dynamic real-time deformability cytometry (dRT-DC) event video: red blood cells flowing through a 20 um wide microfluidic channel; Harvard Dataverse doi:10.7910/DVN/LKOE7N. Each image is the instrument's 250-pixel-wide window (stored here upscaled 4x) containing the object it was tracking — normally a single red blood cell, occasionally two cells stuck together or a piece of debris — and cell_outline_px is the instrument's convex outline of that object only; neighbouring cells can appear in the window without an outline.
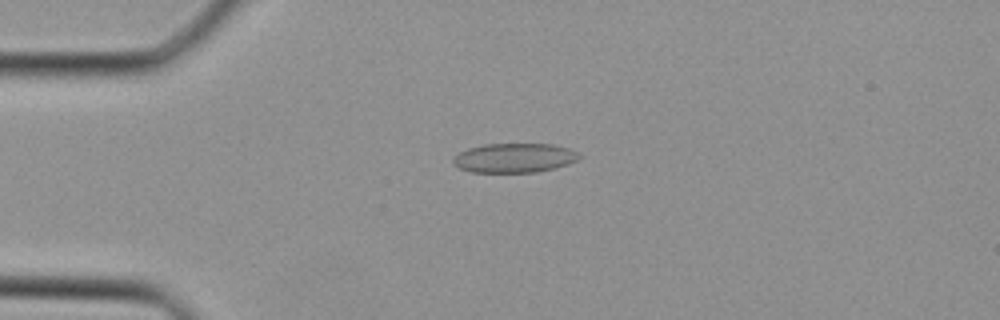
{"species": "Egyptian fruit bat (a non-hibernating species)", "species_latin": "Rousettus aegyptiacus", "temperature_condition": "cold", "stored_images_in_passage": 34, "camera_frame_rate_fps": 3000, "um_per_image_px": 0.085, "animal": {"sex": "female"}, "frame": {"image": 1, "passage_image": 5, "time_ms": 1.333, "image_size_px": [1000, 320], "cell_outline_px": [[580, 156], [576, 160], [568, 164], [536, 172], [472, 172], [460, 168], [452, 160], [460, 152], [468, 148], [484, 144], [552, 144], [568, 148], [576, 152]], "centroid_in_image_um": [43.71, 13.42], "position_along_channel_um": 41.3, "area_um2": 21.21}}
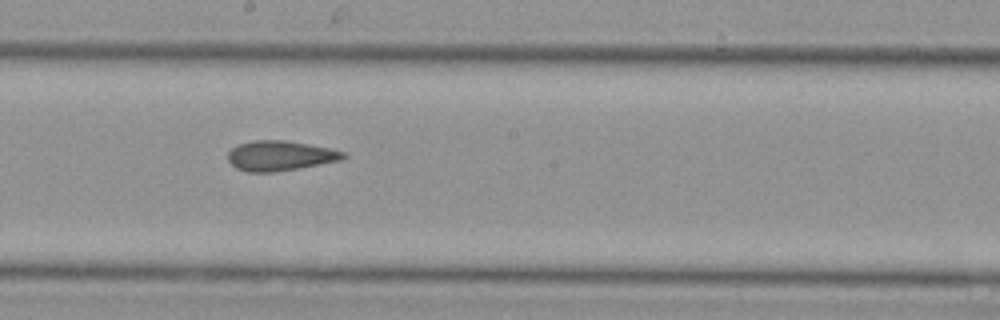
{"frame": {"image": 2, "passage_image": 17, "time_ms": 5.333, "image_size_px": [1000, 320], "cell_outline_px": [[348, 156], [340, 160], [300, 168], [272, 172], [248, 172], [236, 168], [228, 160], [228, 152], [232, 148], [240, 144], [256, 140], [284, 140], [308, 144], [328, 148], [344, 152]], "centroid_in_image_um": [23.8, 13.24], "position_along_channel_um": 224.4, "area_um2": 19.94}}
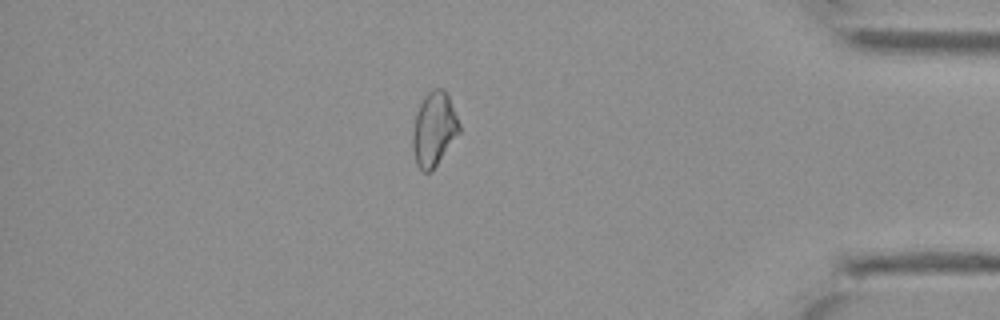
{"frame": {"image": 3, "passage_image": 29, "time_ms": 9.333, "image_size_px": [1000, 320], "cell_outline_px": [[460, 132], [432, 172], [424, 172], [416, 164], [412, 148], [412, 132], [416, 116], [420, 104], [424, 96], [432, 88], [444, 88], [448, 92], [460, 124]], "centroid_in_image_um": [36.9, 10.96], "position_along_channel_um": 398.3, "area_um2": 20.35}}